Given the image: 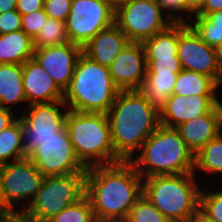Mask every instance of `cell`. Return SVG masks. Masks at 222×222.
<instances>
[{
  "label": "cell",
  "mask_w": 222,
  "mask_h": 222,
  "mask_svg": "<svg viewBox=\"0 0 222 222\" xmlns=\"http://www.w3.org/2000/svg\"><path fill=\"white\" fill-rule=\"evenodd\" d=\"M84 195L97 222H124L143 195V178L130 161L88 167Z\"/></svg>",
  "instance_id": "1"
},
{
  "label": "cell",
  "mask_w": 222,
  "mask_h": 222,
  "mask_svg": "<svg viewBox=\"0 0 222 222\" xmlns=\"http://www.w3.org/2000/svg\"><path fill=\"white\" fill-rule=\"evenodd\" d=\"M115 153L130 161L160 125L159 109L139 90H120L106 113Z\"/></svg>",
  "instance_id": "2"
},
{
  "label": "cell",
  "mask_w": 222,
  "mask_h": 222,
  "mask_svg": "<svg viewBox=\"0 0 222 222\" xmlns=\"http://www.w3.org/2000/svg\"><path fill=\"white\" fill-rule=\"evenodd\" d=\"M139 151L130 162L142 178L193 172L194 154L176 128L160 124Z\"/></svg>",
  "instance_id": "3"
},
{
  "label": "cell",
  "mask_w": 222,
  "mask_h": 222,
  "mask_svg": "<svg viewBox=\"0 0 222 222\" xmlns=\"http://www.w3.org/2000/svg\"><path fill=\"white\" fill-rule=\"evenodd\" d=\"M119 92L109 67L82 52L75 64L72 80L63 93V100L69 110L106 114Z\"/></svg>",
  "instance_id": "4"
},
{
  "label": "cell",
  "mask_w": 222,
  "mask_h": 222,
  "mask_svg": "<svg viewBox=\"0 0 222 222\" xmlns=\"http://www.w3.org/2000/svg\"><path fill=\"white\" fill-rule=\"evenodd\" d=\"M65 126L77 157L87 168L123 161L113 149L106 114L68 110Z\"/></svg>",
  "instance_id": "5"
},
{
  "label": "cell",
  "mask_w": 222,
  "mask_h": 222,
  "mask_svg": "<svg viewBox=\"0 0 222 222\" xmlns=\"http://www.w3.org/2000/svg\"><path fill=\"white\" fill-rule=\"evenodd\" d=\"M196 178L193 172L143 178V194L171 222H187L199 211Z\"/></svg>",
  "instance_id": "6"
},
{
  "label": "cell",
  "mask_w": 222,
  "mask_h": 222,
  "mask_svg": "<svg viewBox=\"0 0 222 222\" xmlns=\"http://www.w3.org/2000/svg\"><path fill=\"white\" fill-rule=\"evenodd\" d=\"M85 193V174L46 176L40 190L21 213L30 222H47Z\"/></svg>",
  "instance_id": "7"
},
{
  "label": "cell",
  "mask_w": 222,
  "mask_h": 222,
  "mask_svg": "<svg viewBox=\"0 0 222 222\" xmlns=\"http://www.w3.org/2000/svg\"><path fill=\"white\" fill-rule=\"evenodd\" d=\"M68 110L64 100L34 103L25 107L19 116L22 121L24 158H30L41 142L56 136V133L66 127L65 119Z\"/></svg>",
  "instance_id": "8"
},
{
  "label": "cell",
  "mask_w": 222,
  "mask_h": 222,
  "mask_svg": "<svg viewBox=\"0 0 222 222\" xmlns=\"http://www.w3.org/2000/svg\"><path fill=\"white\" fill-rule=\"evenodd\" d=\"M0 177L5 197V215L22 213L40 190L44 179L29 158L0 165ZM17 204H21L20 210L16 209Z\"/></svg>",
  "instance_id": "9"
},
{
  "label": "cell",
  "mask_w": 222,
  "mask_h": 222,
  "mask_svg": "<svg viewBox=\"0 0 222 222\" xmlns=\"http://www.w3.org/2000/svg\"><path fill=\"white\" fill-rule=\"evenodd\" d=\"M116 10L106 0H72L65 26L69 42L83 47L115 24Z\"/></svg>",
  "instance_id": "10"
},
{
  "label": "cell",
  "mask_w": 222,
  "mask_h": 222,
  "mask_svg": "<svg viewBox=\"0 0 222 222\" xmlns=\"http://www.w3.org/2000/svg\"><path fill=\"white\" fill-rule=\"evenodd\" d=\"M156 0H129L115 13V24L131 42H143L172 24Z\"/></svg>",
  "instance_id": "11"
},
{
  "label": "cell",
  "mask_w": 222,
  "mask_h": 222,
  "mask_svg": "<svg viewBox=\"0 0 222 222\" xmlns=\"http://www.w3.org/2000/svg\"><path fill=\"white\" fill-rule=\"evenodd\" d=\"M44 176L85 174L87 167L77 157L67 128L41 142L29 158Z\"/></svg>",
  "instance_id": "12"
},
{
  "label": "cell",
  "mask_w": 222,
  "mask_h": 222,
  "mask_svg": "<svg viewBox=\"0 0 222 222\" xmlns=\"http://www.w3.org/2000/svg\"><path fill=\"white\" fill-rule=\"evenodd\" d=\"M177 55L184 70L205 74L222 85L214 47L208 46L187 23H178Z\"/></svg>",
  "instance_id": "13"
},
{
  "label": "cell",
  "mask_w": 222,
  "mask_h": 222,
  "mask_svg": "<svg viewBox=\"0 0 222 222\" xmlns=\"http://www.w3.org/2000/svg\"><path fill=\"white\" fill-rule=\"evenodd\" d=\"M81 53V46L68 42L57 46L34 48L33 58L64 93L72 80L74 67Z\"/></svg>",
  "instance_id": "14"
},
{
  "label": "cell",
  "mask_w": 222,
  "mask_h": 222,
  "mask_svg": "<svg viewBox=\"0 0 222 222\" xmlns=\"http://www.w3.org/2000/svg\"><path fill=\"white\" fill-rule=\"evenodd\" d=\"M111 78L120 90H139L146 77V54L142 42H130L109 66Z\"/></svg>",
  "instance_id": "15"
},
{
  "label": "cell",
  "mask_w": 222,
  "mask_h": 222,
  "mask_svg": "<svg viewBox=\"0 0 222 222\" xmlns=\"http://www.w3.org/2000/svg\"><path fill=\"white\" fill-rule=\"evenodd\" d=\"M217 95L172 94L159 108L160 124L176 128L180 124L206 114L214 105Z\"/></svg>",
  "instance_id": "16"
},
{
  "label": "cell",
  "mask_w": 222,
  "mask_h": 222,
  "mask_svg": "<svg viewBox=\"0 0 222 222\" xmlns=\"http://www.w3.org/2000/svg\"><path fill=\"white\" fill-rule=\"evenodd\" d=\"M23 89L28 105L63 100V92L34 58L23 64Z\"/></svg>",
  "instance_id": "17"
},
{
  "label": "cell",
  "mask_w": 222,
  "mask_h": 222,
  "mask_svg": "<svg viewBox=\"0 0 222 222\" xmlns=\"http://www.w3.org/2000/svg\"><path fill=\"white\" fill-rule=\"evenodd\" d=\"M130 42L128 37L114 24L96 34L82 47V52L93 61L109 67Z\"/></svg>",
  "instance_id": "18"
},
{
  "label": "cell",
  "mask_w": 222,
  "mask_h": 222,
  "mask_svg": "<svg viewBox=\"0 0 222 222\" xmlns=\"http://www.w3.org/2000/svg\"><path fill=\"white\" fill-rule=\"evenodd\" d=\"M187 147L197 153L210 140L219 135L218 115L213 106L206 114L186 121L176 127Z\"/></svg>",
  "instance_id": "19"
},
{
  "label": "cell",
  "mask_w": 222,
  "mask_h": 222,
  "mask_svg": "<svg viewBox=\"0 0 222 222\" xmlns=\"http://www.w3.org/2000/svg\"><path fill=\"white\" fill-rule=\"evenodd\" d=\"M24 102L23 64H0V106L12 110Z\"/></svg>",
  "instance_id": "20"
},
{
  "label": "cell",
  "mask_w": 222,
  "mask_h": 222,
  "mask_svg": "<svg viewBox=\"0 0 222 222\" xmlns=\"http://www.w3.org/2000/svg\"><path fill=\"white\" fill-rule=\"evenodd\" d=\"M33 54V39L23 30L0 34V64H24Z\"/></svg>",
  "instance_id": "21"
},
{
  "label": "cell",
  "mask_w": 222,
  "mask_h": 222,
  "mask_svg": "<svg viewBox=\"0 0 222 222\" xmlns=\"http://www.w3.org/2000/svg\"><path fill=\"white\" fill-rule=\"evenodd\" d=\"M177 78L178 73H146L139 91L159 109L172 95Z\"/></svg>",
  "instance_id": "22"
},
{
  "label": "cell",
  "mask_w": 222,
  "mask_h": 222,
  "mask_svg": "<svg viewBox=\"0 0 222 222\" xmlns=\"http://www.w3.org/2000/svg\"><path fill=\"white\" fill-rule=\"evenodd\" d=\"M219 85L209 76L182 69L174 85L173 93L181 96L218 95Z\"/></svg>",
  "instance_id": "23"
},
{
  "label": "cell",
  "mask_w": 222,
  "mask_h": 222,
  "mask_svg": "<svg viewBox=\"0 0 222 222\" xmlns=\"http://www.w3.org/2000/svg\"><path fill=\"white\" fill-rule=\"evenodd\" d=\"M142 44L146 58H172L177 55L178 23H172L165 30L145 39Z\"/></svg>",
  "instance_id": "24"
},
{
  "label": "cell",
  "mask_w": 222,
  "mask_h": 222,
  "mask_svg": "<svg viewBox=\"0 0 222 222\" xmlns=\"http://www.w3.org/2000/svg\"><path fill=\"white\" fill-rule=\"evenodd\" d=\"M22 159H24L22 121L18 117L0 132V165Z\"/></svg>",
  "instance_id": "25"
},
{
  "label": "cell",
  "mask_w": 222,
  "mask_h": 222,
  "mask_svg": "<svg viewBox=\"0 0 222 222\" xmlns=\"http://www.w3.org/2000/svg\"><path fill=\"white\" fill-rule=\"evenodd\" d=\"M199 171L212 175L222 174V135L210 140L194 154L193 173L196 174Z\"/></svg>",
  "instance_id": "26"
},
{
  "label": "cell",
  "mask_w": 222,
  "mask_h": 222,
  "mask_svg": "<svg viewBox=\"0 0 222 222\" xmlns=\"http://www.w3.org/2000/svg\"><path fill=\"white\" fill-rule=\"evenodd\" d=\"M192 19L193 23L188 24L208 46L215 48L222 42V10L206 16L193 15Z\"/></svg>",
  "instance_id": "27"
},
{
  "label": "cell",
  "mask_w": 222,
  "mask_h": 222,
  "mask_svg": "<svg viewBox=\"0 0 222 222\" xmlns=\"http://www.w3.org/2000/svg\"><path fill=\"white\" fill-rule=\"evenodd\" d=\"M65 22L49 18L33 40L34 48H44L68 43Z\"/></svg>",
  "instance_id": "28"
},
{
  "label": "cell",
  "mask_w": 222,
  "mask_h": 222,
  "mask_svg": "<svg viewBox=\"0 0 222 222\" xmlns=\"http://www.w3.org/2000/svg\"><path fill=\"white\" fill-rule=\"evenodd\" d=\"M47 222H97L89 199L84 195Z\"/></svg>",
  "instance_id": "29"
},
{
  "label": "cell",
  "mask_w": 222,
  "mask_h": 222,
  "mask_svg": "<svg viewBox=\"0 0 222 222\" xmlns=\"http://www.w3.org/2000/svg\"><path fill=\"white\" fill-rule=\"evenodd\" d=\"M124 222H171L143 194L129 211Z\"/></svg>",
  "instance_id": "30"
},
{
  "label": "cell",
  "mask_w": 222,
  "mask_h": 222,
  "mask_svg": "<svg viewBox=\"0 0 222 222\" xmlns=\"http://www.w3.org/2000/svg\"><path fill=\"white\" fill-rule=\"evenodd\" d=\"M202 188L200 192L199 210L209 219L222 222V190L217 192Z\"/></svg>",
  "instance_id": "31"
},
{
  "label": "cell",
  "mask_w": 222,
  "mask_h": 222,
  "mask_svg": "<svg viewBox=\"0 0 222 222\" xmlns=\"http://www.w3.org/2000/svg\"><path fill=\"white\" fill-rule=\"evenodd\" d=\"M157 4L160 6L162 12L167 13V17L171 20L172 23H189L188 18L193 15H190V12L186 9L185 0H156ZM169 11V12H168ZM178 13V14H177ZM184 13V14H183ZM188 14L186 19L184 15Z\"/></svg>",
  "instance_id": "32"
},
{
  "label": "cell",
  "mask_w": 222,
  "mask_h": 222,
  "mask_svg": "<svg viewBox=\"0 0 222 222\" xmlns=\"http://www.w3.org/2000/svg\"><path fill=\"white\" fill-rule=\"evenodd\" d=\"M146 73H179L183 68L178 55L172 58H146Z\"/></svg>",
  "instance_id": "33"
},
{
  "label": "cell",
  "mask_w": 222,
  "mask_h": 222,
  "mask_svg": "<svg viewBox=\"0 0 222 222\" xmlns=\"http://www.w3.org/2000/svg\"><path fill=\"white\" fill-rule=\"evenodd\" d=\"M47 19L44 9L21 15V30L34 40Z\"/></svg>",
  "instance_id": "34"
},
{
  "label": "cell",
  "mask_w": 222,
  "mask_h": 222,
  "mask_svg": "<svg viewBox=\"0 0 222 222\" xmlns=\"http://www.w3.org/2000/svg\"><path fill=\"white\" fill-rule=\"evenodd\" d=\"M72 0H44L43 9L49 18L65 22L70 14Z\"/></svg>",
  "instance_id": "35"
},
{
  "label": "cell",
  "mask_w": 222,
  "mask_h": 222,
  "mask_svg": "<svg viewBox=\"0 0 222 222\" xmlns=\"http://www.w3.org/2000/svg\"><path fill=\"white\" fill-rule=\"evenodd\" d=\"M21 30V14L16 10L0 14V34Z\"/></svg>",
  "instance_id": "36"
},
{
  "label": "cell",
  "mask_w": 222,
  "mask_h": 222,
  "mask_svg": "<svg viewBox=\"0 0 222 222\" xmlns=\"http://www.w3.org/2000/svg\"><path fill=\"white\" fill-rule=\"evenodd\" d=\"M43 6L44 0H17L16 10L25 15L43 9Z\"/></svg>",
  "instance_id": "37"
},
{
  "label": "cell",
  "mask_w": 222,
  "mask_h": 222,
  "mask_svg": "<svg viewBox=\"0 0 222 222\" xmlns=\"http://www.w3.org/2000/svg\"><path fill=\"white\" fill-rule=\"evenodd\" d=\"M17 118L18 116L15 115L14 111L0 106V132L11 125Z\"/></svg>",
  "instance_id": "38"
},
{
  "label": "cell",
  "mask_w": 222,
  "mask_h": 222,
  "mask_svg": "<svg viewBox=\"0 0 222 222\" xmlns=\"http://www.w3.org/2000/svg\"><path fill=\"white\" fill-rule=\"evenodd\" d=\"M222 0H205L202 8L195 15H204L221 11Z\"/></svg>",
  "instance_id": "39"
},
{
  "label": "cell",
  "mask_w": 222,
  "mask_h": 222,
  "mask_svg": "<svg viewBox=\"0 0 222 222\" xmlns=\"http://www.w3.org/2000/svg\"><path fill=\"white\" fill-rule=\"evenodd\" d=\"M205 0H185L186 9L190 15H195L203 6Z\"/></svg>",
  "instance_id": "40"
},
{
  "label": "cell",
  "mask_w": 222,
  "mask_h": 222,
  "mask_svg": "<svg viewBox=\"0 0 222 222\" xmlns=\"http://www.w3.org/2000/svg\"><path fill=\"white\" fill-rule=\"evenodd\" d=\"M0 222H30L24 215L21 213L3 215L0 218Z\"/></svg>",
  "instance_id": "41"
},
{
  "label": "cell",
  "mask_w": 222,
  "mask_h": 222,
  "mask_svg": "<svg viewBox=\"0 0 222 222\" xmlns=\"http://www.w3.org/2000/svg\"><path fill=\"white\" fill-rule=\"evenodd\" d=\"M17 0H0V14L16 9Z\"/></svg>",
  "instance_id": "42"
},
{
  "label": "cell",
  "mask_w": 222,
  "mask_h": 222,
  "mask_svg": "<svg viewBox=\"0 0 222 222\" xmlns=\"http://www.w3.org/2000/svg\"><path fill=\"white\" fill-rule=\"evenodd\" d=\"M215 109L218 115V130H219V135H222V101L219 100L218 97H216L215 101Z\"/></svg>",
  "instance_id": "43"
},
{
  "label": "cell",
  "mask_w": 222,
  "mask_h": 222,
  "mask_svg": "<svg viewBox=\"0 0 222 222\" xmlns=\"http://www.w3.org/2000/svg\"><path fill=\"white\" fill-rule=\"evenodd\" d=\"M187 222H215L205 216L200 210L192 216Z\"/></svg>",
  "instance_id": "44"
},
{
  "label": "cell",
  "mask_w": 222,
  "mask_h": 222,
  "mask_svg": "<svg viewBox=\"0 0 222 222\" xmlns=\"http://www.w3.org/2000/svg\"><path fill=\"white\" fill-rule=\"evenodd\" d=\"M214 49L217 58L218 69L220 74L222 75V42L217 45Z\"/></svg>",
  "instance_id": "45"
},
{
  "label": "cell",
  "mask_w": 222,
  "mask_h": 222,
  "mask_svg": "<svg viewBox=\"0 0 222 222\" xmlns=\"http://www.w3.org/2000/svg\"><path fill=\"white\" fill-rule=\"evenodd\" d=\"M0 213L2 215H5V197L3 193L1 177H0Z\"/></svg>",
  "instance_id": "46"
},
{
  "label": "cell",
  "mask_w": 222,
  "mask_h": 222,
  "mask_svg": "<svg viewBox=\"0 0 222 222\" xmlns=\"http://www.w3.org/2000/svg\"><path fill=\"white\" fill-rule=\"evenodd\" d=\"M115 10L121 5L126 4L129 0H106Z\"/></svg>",
  "instance_id": "47"
}]
</instances>
